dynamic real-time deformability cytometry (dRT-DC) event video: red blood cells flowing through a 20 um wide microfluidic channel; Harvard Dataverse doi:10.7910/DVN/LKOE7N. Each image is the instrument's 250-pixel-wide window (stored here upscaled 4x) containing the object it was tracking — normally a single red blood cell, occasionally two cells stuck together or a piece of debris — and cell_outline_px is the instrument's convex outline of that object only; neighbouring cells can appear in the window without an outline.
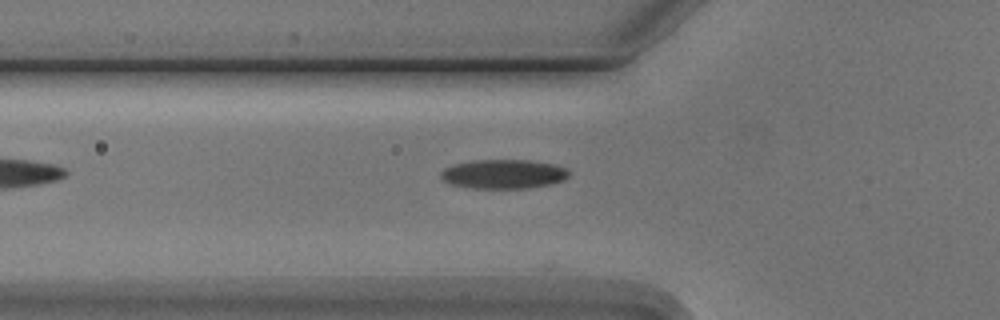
{"species": "Egyptian fruit bat (a non-hibernating species)", "species_latin": "Rousettus aegyptiacus", "temperature_condition": "cold", "stored_images_in_passage": 3, "camera_frame_rate_fps": 3000, "um_per_image_px": 0.085, "animal": {"sex": "male"}, "frame": {"image": 1, "passage_image": 3, "time_ms": 2.333, "image_size_px": [1000, 320], "cell_outline_px": [[572, 172], [564, 180], [552, 184], [528, 188], [472, 188], [452, 184], [444, 180], [440, 176], [440, 172], [444, 168], [456, 164], [472, 160], [532, 160], [552, 164], [568, 168]], "centroid_in_image_um": [42.85, 14.79], "position_along_channel_um": 82.9, "area_um2": 21.91}}